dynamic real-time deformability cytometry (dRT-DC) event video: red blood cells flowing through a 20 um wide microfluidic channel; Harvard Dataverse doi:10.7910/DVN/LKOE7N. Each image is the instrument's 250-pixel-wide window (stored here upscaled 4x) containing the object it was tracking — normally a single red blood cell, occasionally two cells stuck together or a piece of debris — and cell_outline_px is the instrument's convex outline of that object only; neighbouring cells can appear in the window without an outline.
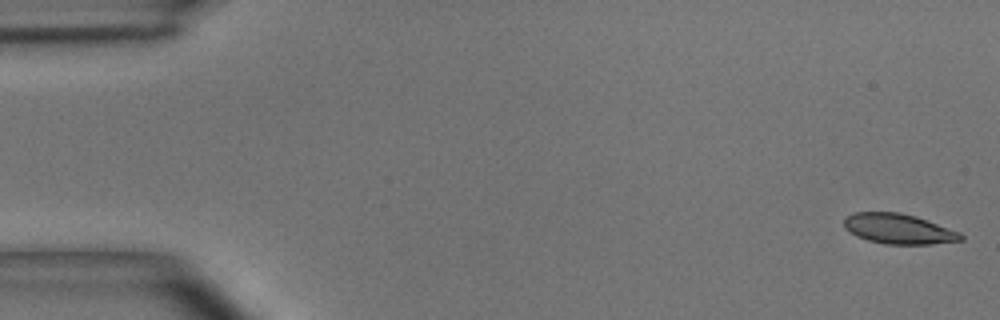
{"species": "common noctule bat (a hibernating species)", "species_latin": "Nyctalus noctula", "temperature_condition": "room temperature", "stored_images_in_passage": 5, "camera_frame_rate_fps": 3000, "um_per_image_px": 0.085, "animal": {"sex": "male", "body_mass_g": 15.6}, "frame": {"image": 1, "passage_image": 1, "time_ms": 0.0, "image_size_px": [1000, 320], "cell_outline_px": [[964, 240], [928, 244], [884, 244], [868, 240], [856, 236], [844, 228], [844, 216], [852, 212], [900, 212], [916, 216], [960, 232], [964, 236]], "centroid_in_image_um": [76.35, 19.44], "position_along_channel_um": 8.7, "area_um2": 20.63}}
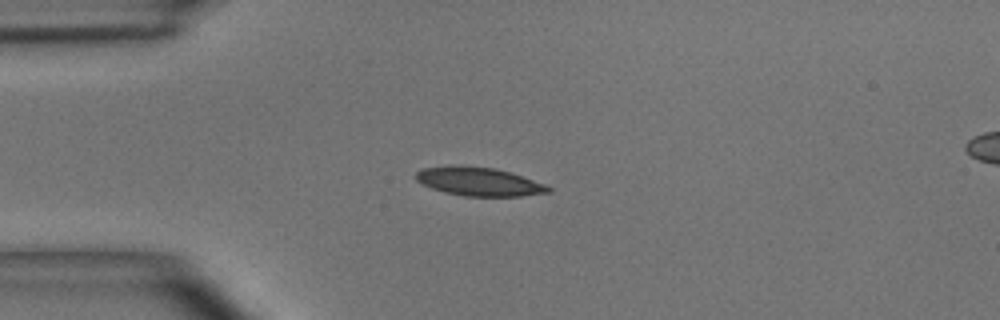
{"frame": {"image": 2, "passage_image": 4, "time_ms": 1.0, "image_size_px": [1000, 320], "cell_outline_px": [[552, 192], [520, 196], [464, 196], [444, 192], [420, 184], [416, 180], [416, 172], [424, 168], [496, 168], [544, 184], [552, 188]], "centroid_in_image_um": [40.75, 15.49], "position_along_channel_um": 44.2, "area_um2": 21.04}}